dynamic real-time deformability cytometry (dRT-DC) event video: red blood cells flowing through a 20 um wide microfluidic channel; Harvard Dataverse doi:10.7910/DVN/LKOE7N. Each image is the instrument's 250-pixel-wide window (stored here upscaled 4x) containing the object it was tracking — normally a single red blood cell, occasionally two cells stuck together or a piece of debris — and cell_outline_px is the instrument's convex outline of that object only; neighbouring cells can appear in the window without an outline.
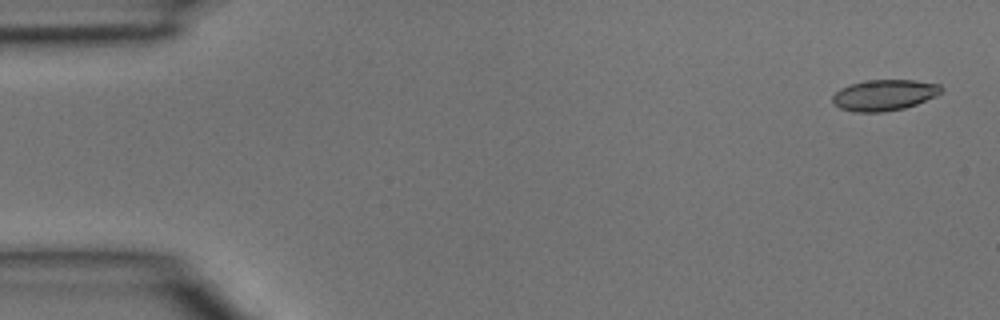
{"species": "common noctule bat (a hibernating species)", "species_latin": "Nyctalus noctula", "temperature_condition": "room temperature", "stored_images_in_passage": 4, "camera_frame_rate_fps": 3000, "um_per_image_px": 0.085, "animal": {"sex": "male", "body_mass_g": 15.6}, "frame": {"image": 1, "passage_image": 1, "time_ms": 0.0, "image_size_px": [1000, 320], "cell_outline_px": [[944, 88], [936, 96], [916, 104], [904, 108], [884, 112], [856, 112], [840, 108], [832, 100], [832, 96], [840, 88], [848, 84], [864, 80], [912, 80], [940, 84]], "centroid_in_image_um": [75.15, 8.07], "position_along_channel_um": 9.8, "area_um2": 19.65}}
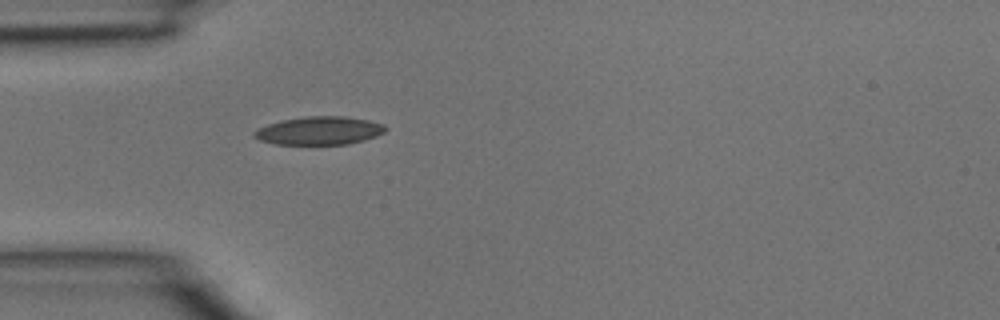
{"frame": {"image": 2, "passage_image": 4, "time_ms": 1.0, "image_size_px": [1000, 320], "cell_outline_px": [[388, 128], [384, 132], [376, 136], [364, 140], [348, 144], [276, 144], [260, 140], [252, 136], [252, 132], [268, 124], [284, 120], [308, 116], [344, 116], [368, 120], [384, 124]], "centroid_in_image_um": [27.16, 11.11], "position_along_channel_um": 57.8, "area_um2": 21.44}}